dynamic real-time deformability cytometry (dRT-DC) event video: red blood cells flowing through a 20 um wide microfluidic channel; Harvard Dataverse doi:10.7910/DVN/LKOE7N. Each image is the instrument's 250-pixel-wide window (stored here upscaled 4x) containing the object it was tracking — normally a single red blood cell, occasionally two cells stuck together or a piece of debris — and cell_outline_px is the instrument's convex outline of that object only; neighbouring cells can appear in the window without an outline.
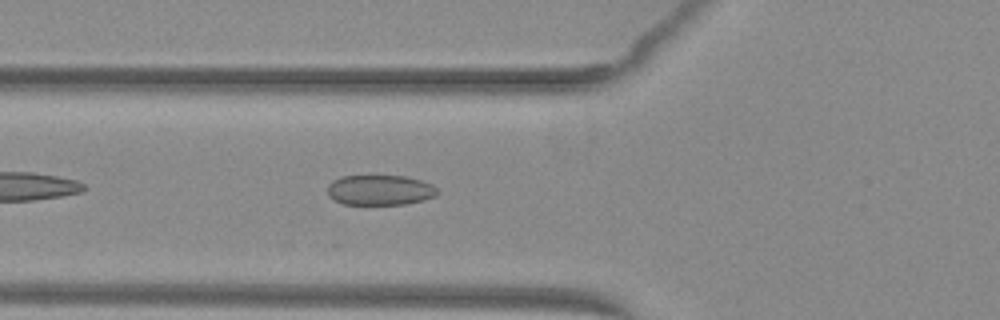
{"species": "common noctule bat (a hibernating species)", "species_latin": "Nyctalus noctula", "temperature_condition": "warm", "stored_images_in_passage": 17, "camera_frame_rate_fps": 3000, "um_per_image_px": 0.085, "animal": {"sex": "female", "body_mass_g": 29.2, "forearm_length_mm": 56.3}, "frame": {"image": 1, "passage_image": 5, "time_ms": 1.333, "image_size_px": [1000, 320], "cell_outline_px": [[440, 192], [436, 196], [424, 200], [404, 204], [344, 204], [328, 196], [328, 184], [332, 180], [340, 176], [404, 176], [420, 180], [432, 184]], "centroid_in_image_um": [32.3, 16.15], "position_along_channel_um": 93.5, "area_um2": 19.36}}
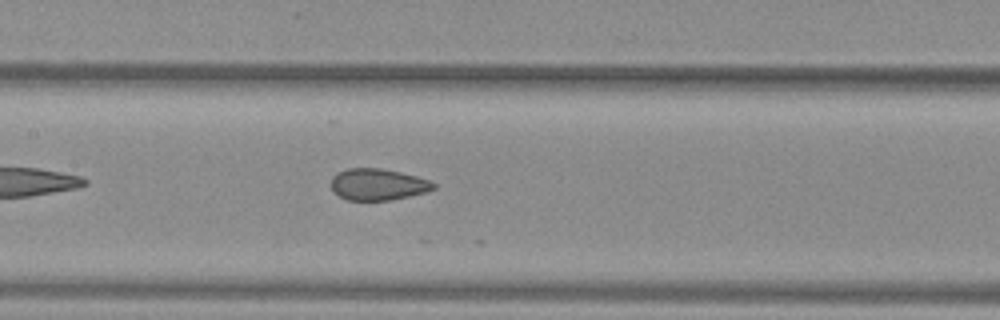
{"frame": {"image": 2, "passage_image": 11, "time_ms": 3.333, "image_size_px": [1000, 320], "cell_outline_px": [[436, 188], [428, 192], [392, 200], [344, 200], [332, 188], [332, 176], [348, 168], [380, 168], [400, 172], [416, 176], [428, 180], [436, 184]], "centroid_in_image_um": [32.16, 15.68], "position_along_channel_um": 175.2, "area_um2": 18.79}}
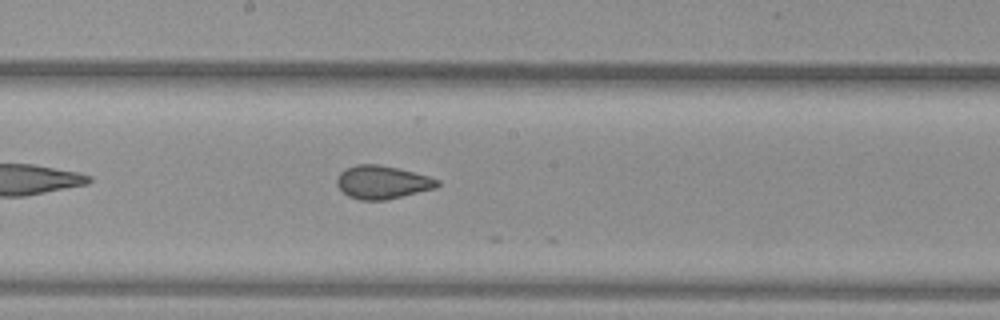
{"frame": {"image": 3, "passage_image": 14, "time_ms": 4.333, "image_size_px": [1000, 320], "cell_outline_px": [[440, 184], [436, 188], [384, 200], [360, 200], [348, 196], [336, 184], [336, 176], [340, 172], [356, 164], [376, 164], [396, 168], [428, 176], [440, 180]], "centroid_in_image_um": [32.48, 15.49], "position_along_channel_um": 215.7, "area_um2": 19.25}}